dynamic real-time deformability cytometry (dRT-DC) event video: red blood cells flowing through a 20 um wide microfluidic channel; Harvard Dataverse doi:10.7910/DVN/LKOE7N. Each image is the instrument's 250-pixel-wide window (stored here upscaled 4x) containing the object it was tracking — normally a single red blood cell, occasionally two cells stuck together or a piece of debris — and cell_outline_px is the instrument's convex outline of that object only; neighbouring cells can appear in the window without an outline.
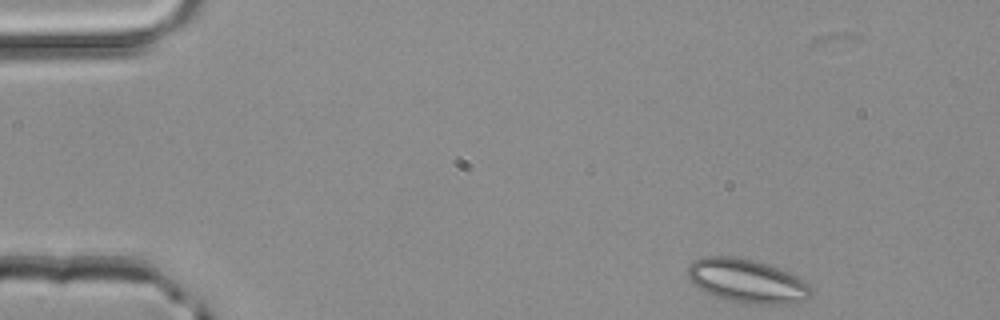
{"species": "common noctule bat (a hibernating species)", "species_latin": "Nyctalus noctula", "temperature_condition": "room temperature", "stored_images_in_passage": 46, "camera_frame_rate_fps": 3000, "um_per_image_px": 0.085, "animal": {"sex": "male", "body_mass_g": 20.4}, "frame": {"image": 1, "passage_image": 1, "time_ms": 0.0, "image_size_px": [1000, 320], "cell_outline_px": [[812, 292], [804, 300], [792, 304], [748, 304], [716, 296], [692, 284], [688, 280], [688, 268], [692, 260], [700, 256], [732, 256], [752, 260], [768, 264], [780, 268], [804, 280], [812, 288]], "centroid_in_image_um": [63.49, 23.87], "position_along_channel_um": 21.5, "area_um2": 31.44}}
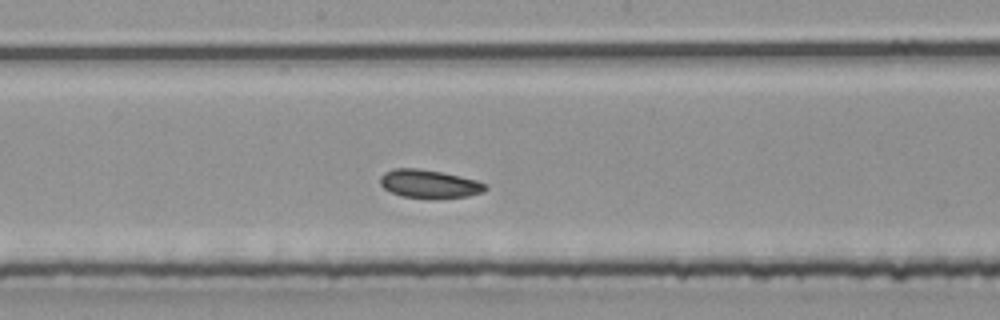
{"frame": {"image": 2, "passage_image": 22, "time_ms": 7.0, "image_size_px": [1000, 320], "cell_outline_px": [[488, 188], [484, 192], [468, 196], [428, 200], [400, 196], [384, 188], [380, 184], [380, 176], [384, 172], [396, 168], [416, 168], [440, 172], [460, 176], [476, 180], [484, 184]], "centroid_in_image_um": [36.47, 15.66], "position_along_channel_um": 211.7, "area_um2": 17.63}}
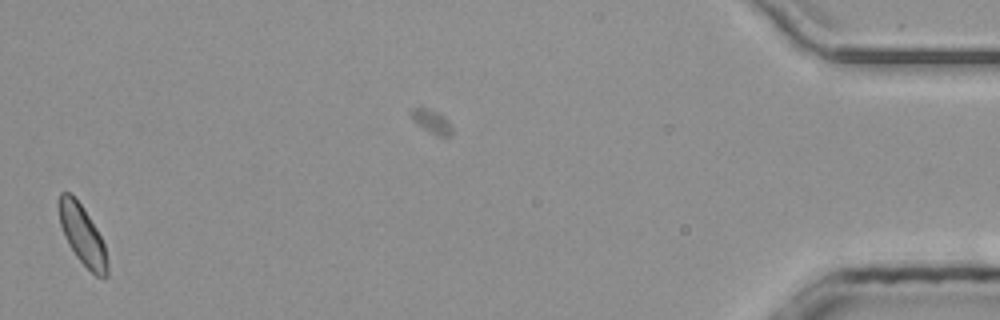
{"frame": {"image": 3, "passage_image": 45, "time_ms": 14.667, "image_size_px": [1000, 320], "cell_outline_px": [[108, 276], [96, 276], [76, 256], [68, 244], [64, 236], [60, 224], [56, 204], [60, 192], [68, 192], [80, 204], [96, 228], [104, 244], [108, 260]], "centroid_in_image_um": [6.97, 19.96], "position_along_channel_um": 428.2, "area_um2": 16.7}, "authors_computed_cell_mechanics": {"area_um2": 17.3978, "velocity_mm_per_s": 4.1052, "shape_relaxation_time_tau1_ms": 5.3361, "shape_relaxation_time_tau2_ms": null, "deformation_change_tau1": 0.0695, "deformation_change_tau2": null}}